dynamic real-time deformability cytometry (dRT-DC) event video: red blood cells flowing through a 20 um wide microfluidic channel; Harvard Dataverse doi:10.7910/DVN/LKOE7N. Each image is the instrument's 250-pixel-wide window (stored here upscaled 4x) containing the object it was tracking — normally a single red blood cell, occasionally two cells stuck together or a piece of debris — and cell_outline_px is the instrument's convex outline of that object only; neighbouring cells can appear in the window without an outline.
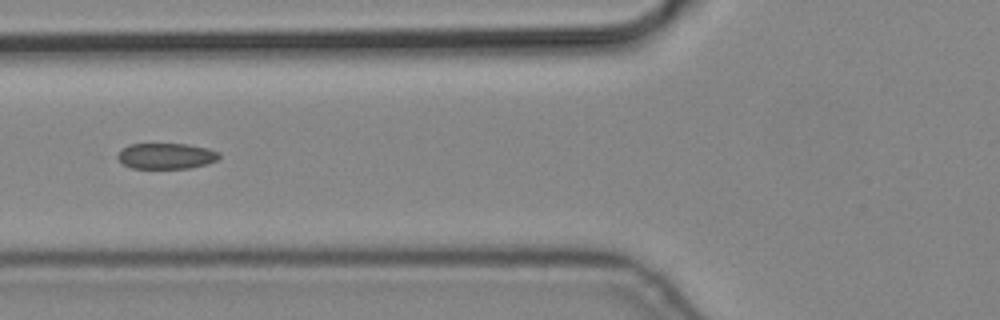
{"species": "common noctule bat (a hibernating species)", "species_latin": "Nyctalus noctula", "temperature_condition": "cold", "stored_images_in_passage": 8, "camera_frame_rate_fps": 3000, "um_per_image_px": 0.085, "animal": {"sex": "male", "body_mass_g": 19.2, "forearm_length_mm": 51.8}, "frame": {"image": 1, "passage_image": 6, "time_ms": 1.667, "image_size_px": [1000, 320], "cell_outline_px": [[220, 156], [216, 160], [208, 164], [188, 168], [132, 168], [124, 164], [116, 156], [128, 144], [188, 144], [208, 148], [220, 152]], "centroid_in_image_um": [14.16, 13.25], "position_along_channel_um": 111.6, "area_um2": 15.2}}
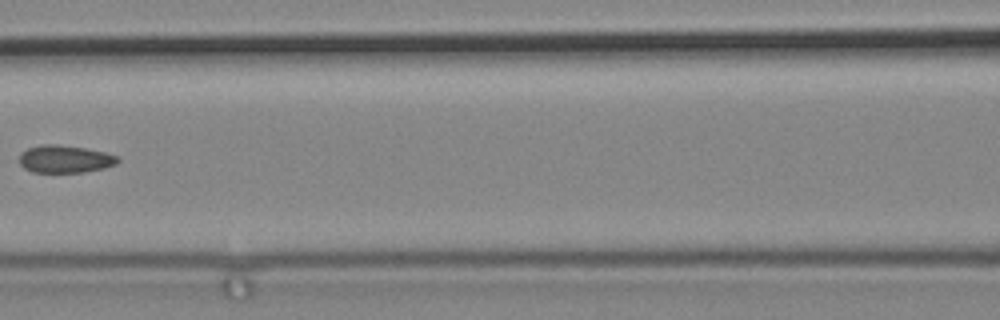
{"frame": {"image": 2, "passage_image": 7, "time_ms": 2.0, "image_size_px": [1000, 320], "cell_outline_px": [[120, 160], [116, 164], [104, 168], [84, 172], [32, 172], [24, 168], [20, 164], [20, 152], [28, 148], [40, 144], [56, 144], [84, 148], [104, 152], [120, 156]], "centroid_in_image_um": [5.52, 13.51], "position_along_channel_um": 161.1, "area_um2": 15.9}}
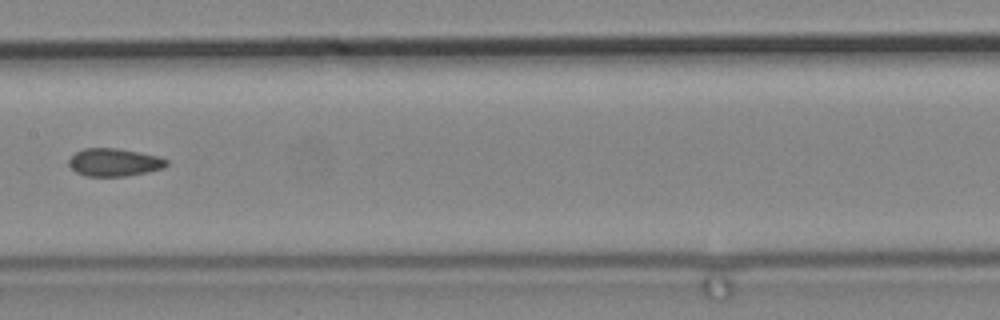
{"frame": {"image": 3, "passage_image": 8, "time_ms": 2.333, "image_size_px": [1000, 320], "cell_outline_px": [[168, 164], [164, 168], [148, 172], [124, 176], [84, 176], [76, 172], [68, 164], [68, 160], [76, 152], [84, 148], [116, 148], [140, 152], [156, 156], [168, 160]], "centroid_in_image_um": [9.7, 13.8], "position_along_channel_um": 197.7, "area_um2": 15.84}}